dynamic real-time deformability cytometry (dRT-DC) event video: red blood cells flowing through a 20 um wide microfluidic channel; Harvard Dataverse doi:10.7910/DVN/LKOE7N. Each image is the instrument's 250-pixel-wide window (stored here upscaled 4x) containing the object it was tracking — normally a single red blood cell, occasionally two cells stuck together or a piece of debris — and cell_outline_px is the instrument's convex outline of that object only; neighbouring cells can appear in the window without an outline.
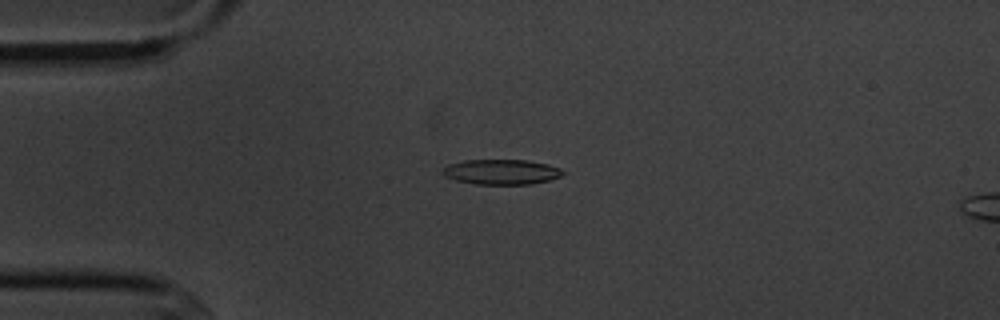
{"species": "common noctule bat (a hibernating species)", "species_latin": "Nyctalus noctula", "temperature_condition": "cold", "stored_images_in_passage": 8, "camera_frame_rate_fps": 3000, "um_per_image_px": 0.085, "animal": {"sex": "male", "body_mass_g": 20.1, "forearm_length_mm": 53.5}, "frame": {"image": 1, "passage_image": 3, "time_ms": 2.333, "image_size_px": [1000, 320], "cell_outline_px": [[564, 172], [560, 176], [548, 180], [532, 184], [476, 184], [456, 180], [444, 176], [440, 172], [440, 168], [448, 164], [464, 160], [524, 160], [548, 164], [560, 168]], "centroid_in_image_um": [42.55, 14.61], "position_along_channel_um": 42.4, "area_um2": 17.63}}
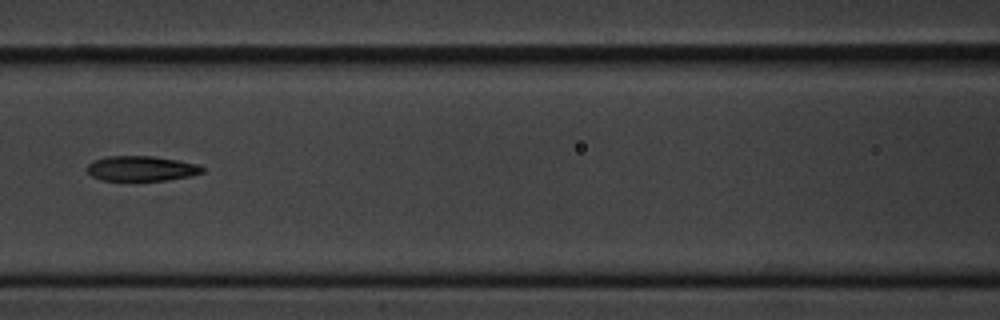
{"frame": {"image": 2, "passage_image": 6, "time_ms": 6.0, "image_size_px": [1000, 320], "cell_outline_px": [[204, 172], [188, 176], [168, 180], [100, 180], [92, 176], [88, 172], [88, 164], [92, 160], [104, 156], [152, 156], [176, 160], [196, 164], [204, 168]], "centroid_in_image_um": [11.97, 14.31], "position_along_channel_um": 154.6, "area_um2": 16.7}}
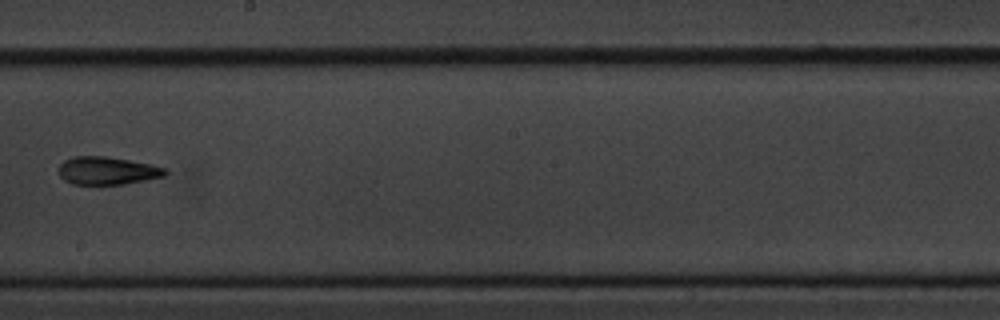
{"frame": {"image": 3, "passage_image": 8, "time_ms": 8.333, "image_size_px": [1000, 320], "cell_outline_px": [[168, 172], [164, 176], [124, 184], [72, 184], [64, 180], [60, 176], [56, 168], [64, 160], [72, 156], [104, 156], [152, 164], [168, 168]], "centroid_in_image_um": [9.09, 14.5], "position_along_channel_um": 239.1, "area_um2": 17.46}}